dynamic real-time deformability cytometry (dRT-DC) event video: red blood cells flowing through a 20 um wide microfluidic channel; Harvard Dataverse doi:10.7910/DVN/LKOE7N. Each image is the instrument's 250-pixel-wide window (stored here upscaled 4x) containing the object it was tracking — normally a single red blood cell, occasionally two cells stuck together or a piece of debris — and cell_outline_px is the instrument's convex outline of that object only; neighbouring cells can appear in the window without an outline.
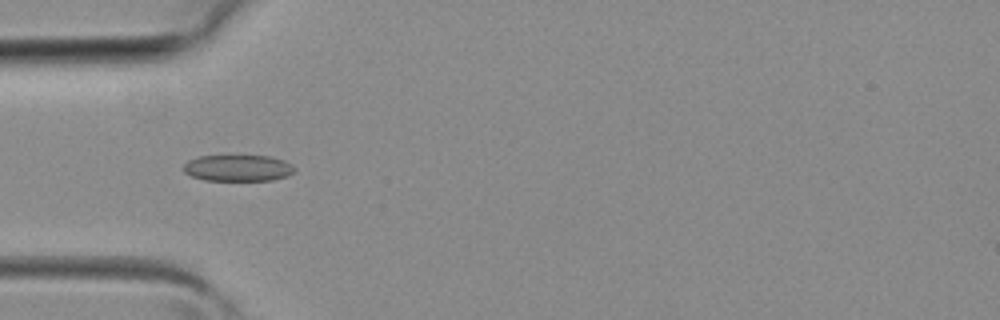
{"species": "common noctule bat (a hibernating species)", "species_latin": "Nyctalus noctula", "temperature_condition": "room temperature", "stored_images_in_passage": 1, "camera_frame_rate_fps": 3000, "um_per_image_px": 0.085, "animal": {"sex": "female", "body_mass_g": 19.3, "forearm_length_mm": 54.1}, "frame": {"image": 1, "passage_image": 1, "time_ms": 0.0, "image_size_px": [1000, 320], "cell_outline_px": [[296, 168], [288, 176], [272, 180], [204, 180], [192, 176], [184, 172], [180, 168], [188, 160], [196, 156], [228, 152], [268, 156], [284, 160], [292, 164]], "centroid_in_image_um": [20.16, 14.21], "position_along_channel_um": 64.8, "area_um2": 18.21}}